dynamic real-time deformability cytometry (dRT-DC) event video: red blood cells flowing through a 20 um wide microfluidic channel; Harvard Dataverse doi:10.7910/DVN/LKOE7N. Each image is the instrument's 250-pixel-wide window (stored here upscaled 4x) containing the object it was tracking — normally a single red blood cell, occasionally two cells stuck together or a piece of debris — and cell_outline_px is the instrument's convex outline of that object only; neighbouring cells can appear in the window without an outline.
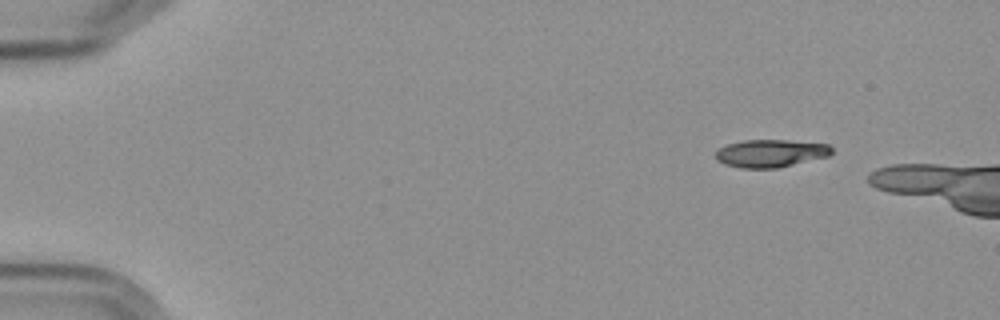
{"species": "Egyptian fruit bat (a non-hibernating species)", "species_latin": "Rousettus aegyptiacus", "temperature_condition": "cold", "stored_images_in_passage": 3, "camera_frame_rate_fps": 3000, "um_per_image_px": 0.085, "frame": {"image": 1, "passage_image": 1, "time_ms": 0.0, "image_size_px": [1000, 320], "cell_outline_px": [[832, 152], [828, 156], [776, 168], [740, 168], [724, 164], [716, 160], [716, 152], [720, 148], [728, 144], [744, 140], [788, 140], [828, 144], [832, 148]], "centroid_in_image_um": [65.49, 13.03], "position_along_channel_um": 19.5, "area_um2": 18.61}}